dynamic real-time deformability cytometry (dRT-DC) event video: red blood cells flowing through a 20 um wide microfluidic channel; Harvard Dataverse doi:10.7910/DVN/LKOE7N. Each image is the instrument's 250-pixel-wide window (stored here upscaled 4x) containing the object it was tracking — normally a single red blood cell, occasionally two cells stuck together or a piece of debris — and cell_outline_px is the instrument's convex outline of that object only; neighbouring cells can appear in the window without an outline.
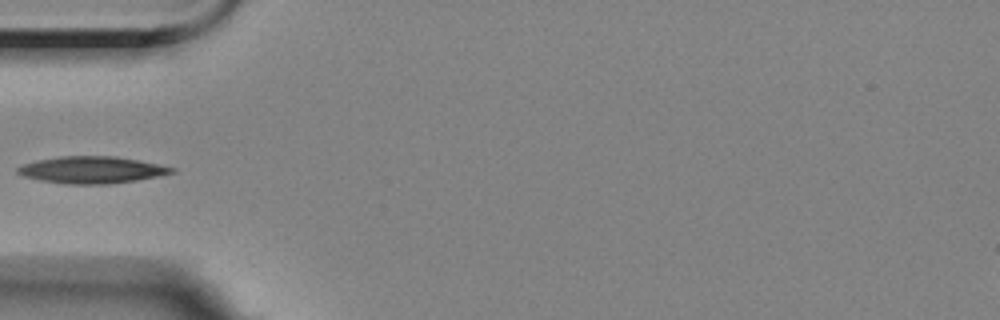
{"species": "Egyptian fruit bat (a non-hibernating species)", "species_latin": "Rousettus aegyptiacus", "temperature_condition": "room temperature", "stored_images_in_passage": 6, "camera_frame_rate_fps": 3000, "um_per_image_px": 0.085, "animal": {"sex": "female"}, "frame": {"image": 1, "passage_image": 6, "time_ms": 6.0, "image_size_px": [1000, 320], "cell_outline_px": [[176, 172], [160, 176], [136, 180], [108, 184], [64, 184], [40, 180], [24, 176], [16, 172], [16, 168], [24, 164], [36, 160], [60, 156], [116, 156], [176, 168]], "centroid_in_image_um": [7.79, 14.44], "position_along_channel_um": 77.2, "area_um2": 24.1}}